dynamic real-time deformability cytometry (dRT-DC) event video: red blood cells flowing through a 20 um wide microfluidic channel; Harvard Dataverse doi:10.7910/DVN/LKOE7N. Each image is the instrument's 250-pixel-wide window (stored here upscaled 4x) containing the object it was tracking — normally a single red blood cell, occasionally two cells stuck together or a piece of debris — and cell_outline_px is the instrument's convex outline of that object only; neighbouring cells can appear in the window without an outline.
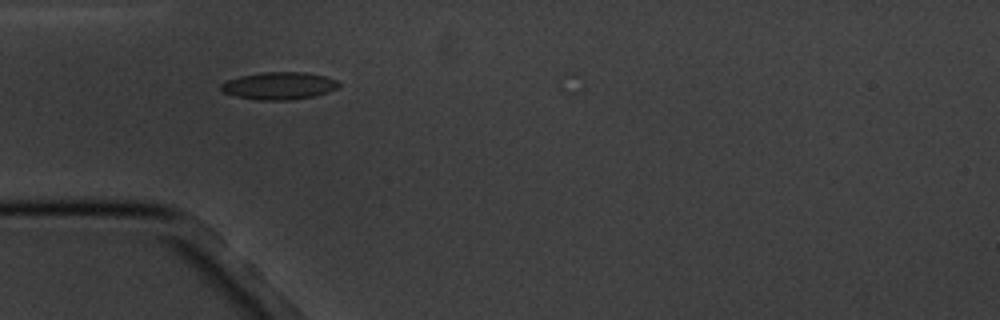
{"species": "common noctule bat (a hibernating species)", "species_latin": "Nyctalus noctula", "temperature_condition": "cold", "stored_images_in_passage": 4, "camera_frame_rate_fps": 3000, "um_per_image_px": 0.085, "animal": {"sex": "male", "body_mass_g": 20.1, "forearm_length_mm": 53.5}, "frame": {"image": 1, "passage_image": 4, "time_ms": 4.667, "image_size_px": [1000, 320], "cell_outline_px": [[340, 88], [316, 96], [292, 100], [256, 100], [236, 96], [224, 92], [220, 88], [220, 84], [228, 80], [240, 76], [260, 72], [304, 72], [324, 76], [336, 80], [340, 84]], "centroid_in_image_um": [23.74, 7.3], "position_along_channel_um": 61.3, "area_um2": 18.96}}